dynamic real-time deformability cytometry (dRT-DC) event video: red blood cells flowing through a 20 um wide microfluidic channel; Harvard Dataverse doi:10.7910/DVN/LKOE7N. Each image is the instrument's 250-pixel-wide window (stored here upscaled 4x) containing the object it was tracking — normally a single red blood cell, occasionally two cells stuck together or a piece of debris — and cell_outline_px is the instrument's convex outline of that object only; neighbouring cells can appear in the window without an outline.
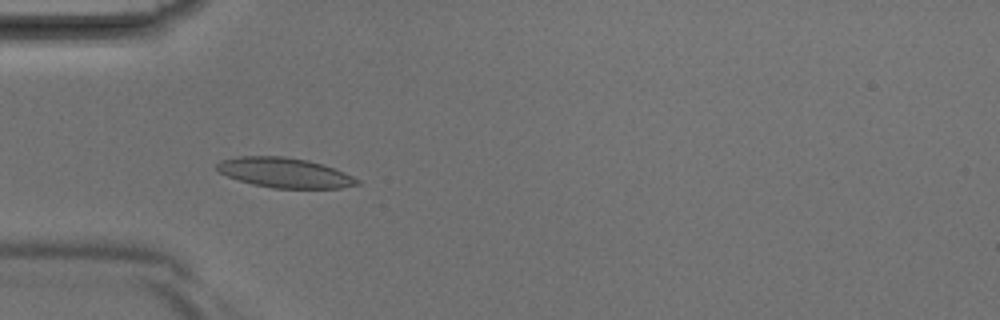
{"species": "Egyptian fruit bat (a non-hibernating species)", "species_latin": "Rousettus aegyptiacus", "temperature_condition": "room temperature", "stored_images_in_passage": 31, "camera_frame_rate_fps": 3000, "um_per_image_px": 0.085, "animal": {"sex": "male"}, "frame": {"image": 1, "passage_image": 2, "time_ms": 0.333, "image_size_px": [1000, 320], "cell_outline_px": [[360, 184], [340, 188], [272, 188], [252, 184], [228, 176], [220, 172], [216, 168], [216, 164], [220, 160], [240, 156], [284, 156], [308, 160], [344, 172], [360, 180]], "centroid_in_image_um": [24.18, 14.68], "position_along_channel_um": 60.8, "area_um2": 24.28}}
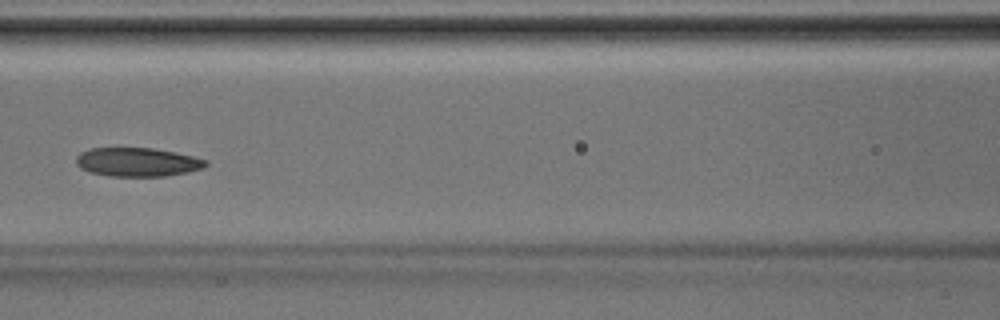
{"frame": {"image": 2, "passage_image": 8, "time_ms": 2.333, "image_size_px": [1000, 320], "cell_outline_px": [[208, 164], [204, 168], [188, 172], [164, 176], [108, 176], [88, 172], [80, 168], [76, 164], [76, 156], [80, 152], [92, 148], [152, 148], [176, 152], [208, 160]], "centroid_in_image_um": [11.67, 13.78], "position_along_channel_um": 154.9, "area_um2": 21.91}}
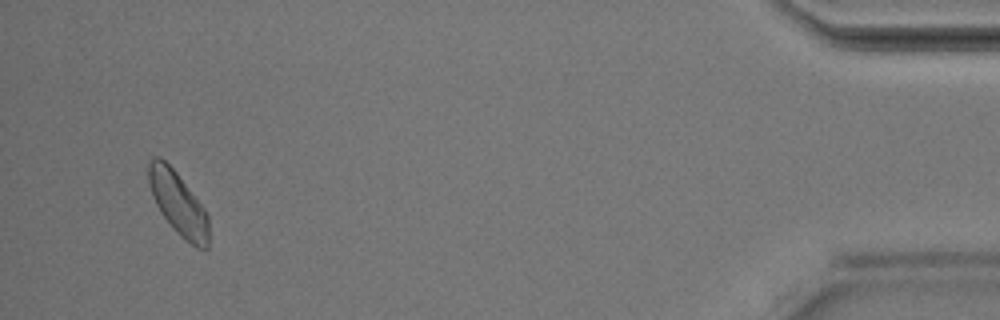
{"frame": {"image": 3, "passage_image": 29, "time_ms": 9.333, "image_size_px": [1000, 320], "cell_outline_px": [[208, 248], [196, 248], [180, 236], [176, 232], [160, 212], [152, 196], [148, 180], [148, 164], [152, 156], [160, 156], [176, 172], [204, 208], [208, 216]], "centroid_in_image_um": [15.12, 17.29], "position_along_channel_um": 420.1, "area_um2": 21.96}}